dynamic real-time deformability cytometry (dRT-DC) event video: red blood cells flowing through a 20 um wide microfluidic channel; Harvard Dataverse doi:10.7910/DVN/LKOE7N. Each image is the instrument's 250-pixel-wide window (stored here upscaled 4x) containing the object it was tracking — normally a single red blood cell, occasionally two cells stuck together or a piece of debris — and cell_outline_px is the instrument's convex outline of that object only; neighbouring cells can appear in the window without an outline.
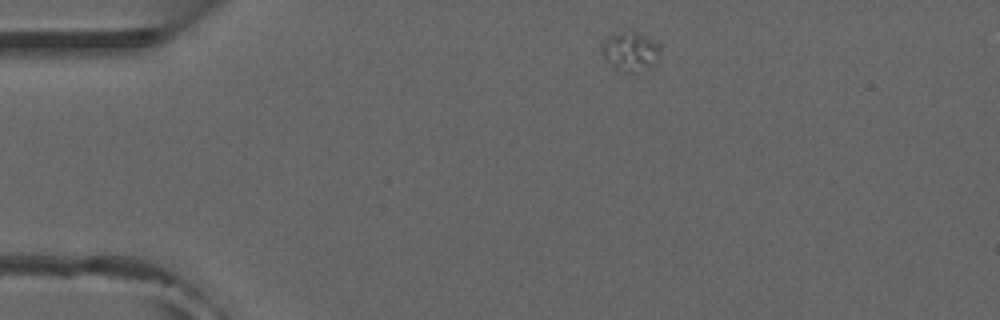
{"species": "common noctule bat (a hibernating species)", "species_latin": "Nyctalus noctula", "temperature_condition": "room temperature", "stored_images_in_passage": 4, "camera_frame_rate_fps": 3000, "um_per_image_px": 0.085, "animal": {"sex": "male", "forearm_length_mm": 52.5}, "frame": {"image": 1, "passage_image": 1, "time_ms": 0.0, "image_size_px": [1000, 320], "cell_outline_px": [[660, 48], [652, 64], [632, 72], [628, 72], [612, 64], [604, 56], [604, 40], [608, 36], [632, 32], [644, 32], [660, 44]], "centroid_in_image_um": [53.63, 4.3], "position_along_channel_um": 31.4, "area_um2": 12.31}}